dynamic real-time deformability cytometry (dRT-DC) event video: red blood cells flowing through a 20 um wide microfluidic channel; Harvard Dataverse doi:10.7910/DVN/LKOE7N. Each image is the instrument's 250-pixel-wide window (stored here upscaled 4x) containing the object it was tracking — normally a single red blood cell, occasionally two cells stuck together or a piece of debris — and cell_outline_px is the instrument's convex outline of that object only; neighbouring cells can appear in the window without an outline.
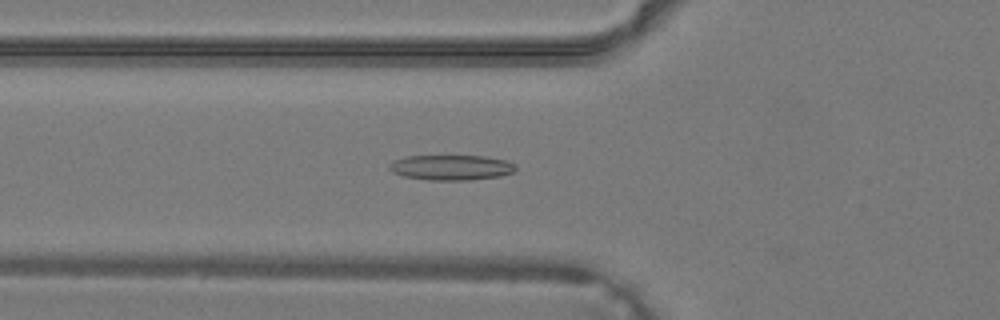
{"species": "common noctule bat (a hibernating species)", "species_latin": "Nyctalus noctula", "temperature_condition": "warm", "stored_images_in_passage": 33, "camera_frame_rate_fps": 3000, "um_per_image_px": 0.085, "animal": {"sex": "male", "body_mass_g": 19.2, "forearm_length_mm": 51.8}, "frame": {"image": 1, "passage_image": 8, "time_ms": 2.333, "image_size_px": [1000, 320], "cell_outline_px": [[516, 168], [512, 172], [500, 176], [468, 180], [432, 180], [404, 176], [392, 172], [388, 168], [388, 164], [396, 160], [408, 156], [484, 156], [504, 160], [516, 164]], "centroid_in_image_um": [38.35, 14.23], "position_along_channel_um": 87.5, "area_um2": 18.38}}
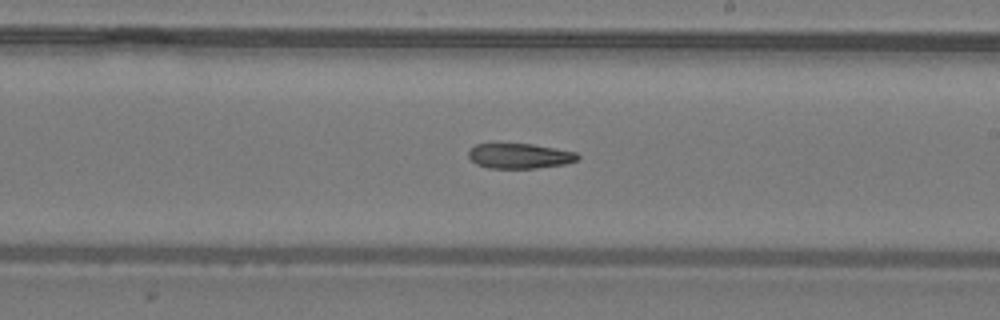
{"frame": {"image": 2, "passage_image": 17, "time_ms": 5.333, "image_size_px": [1000, 320], "cell_outline_px": [[580, 156], [576, 160], [564, 164], [536, 168], [488, 168], [476, 164], [468, 156], [468, 152], [476, 144], [532, 144], [556, 148], [576, 152]], "centroid_in_image_um": [44.17, 13.26], "position_along_channel_um": 244.8, "area_um2": 15.84}}
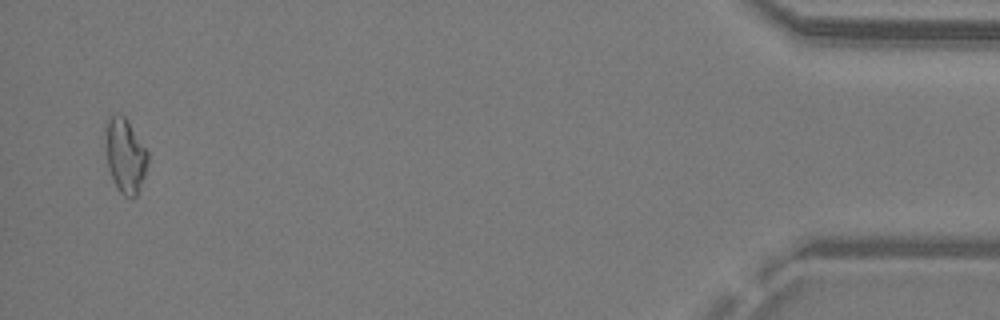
{"frame": {"image": 3, "passage_image": 32, "time_ms": 10.333, "image_size_px": [1000, 320], "cell_outline_px": [[148, 160], [144, 176], [136, 196], [132, 200], [124, 196], [120, 192], [108, 168], [104, 144], [104, 120], [112, 112], [120, 112], [128, 120], [148, 152]], "centroid_in_image_um": [10.59, 13.13], "position_along_channel_um": 424.6, "area_um2": 18.96}}